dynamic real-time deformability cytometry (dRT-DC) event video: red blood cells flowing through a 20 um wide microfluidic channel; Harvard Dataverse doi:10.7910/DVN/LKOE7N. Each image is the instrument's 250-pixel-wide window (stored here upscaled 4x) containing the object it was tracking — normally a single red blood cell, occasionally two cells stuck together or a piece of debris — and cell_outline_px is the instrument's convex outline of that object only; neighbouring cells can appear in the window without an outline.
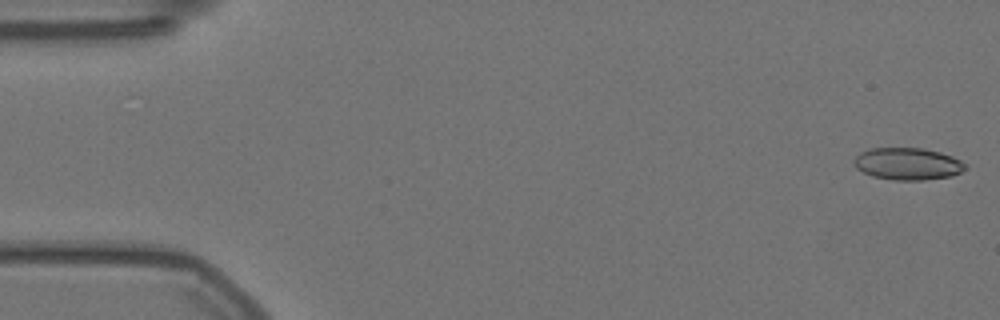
{"species": "Egyptian fruit bat (a non-hibernating species)", "species_latin": "Rousettus aegyptiacus", "temperature_condition": "warm", "stored_images_in_passage": 56, "camera_frame_rate_fps": 3000, "um_per_image_px": 0.085, "animal": {"sex": "female"}, "frame": {"image": 1, "passage_image": 1, "time_ms": 0.0, "image_size_px": [1000, 320], "cell_outline_px": [[968, 168], [952, 176], [924, 180], [896, 180], [872, 176], [856, 168], [852, 160], [860, 152], [868, 148], [924, 148], [940, 152], [952, 156], [968, 164]], "centroid_in_image_um": [77.17, 13.92], "position_along_channel_um": 7.8, "area_um2": 21.04}}
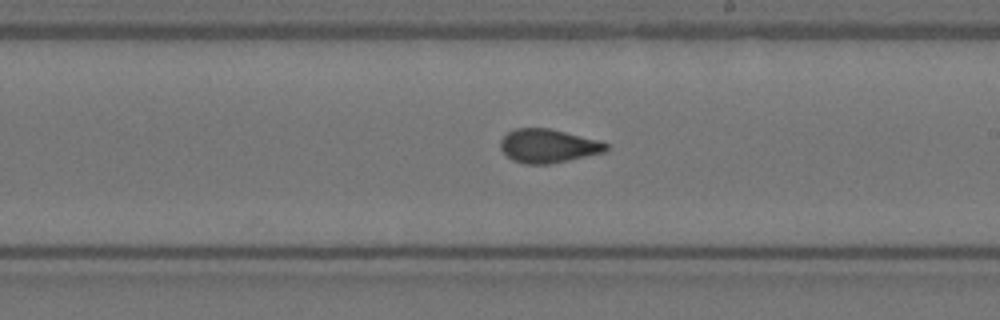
{"frame": {"image": 2, "passage_image": 32, "time_ms": 10.333, "image_size_px": [1000, 320], "cell_outline_px": [[608, 148], [604, 152], [568, 160], [548, 164], [524, 164], [512, 160], [500, 148], [500, 140], [508, 132], [516, 128], [548, 128], [596, 140], [608, 144]], "centroid_in_image_um": [46.54, 12.41], "position_along_channel_um": 242.5, "area_um2": 20.4}}
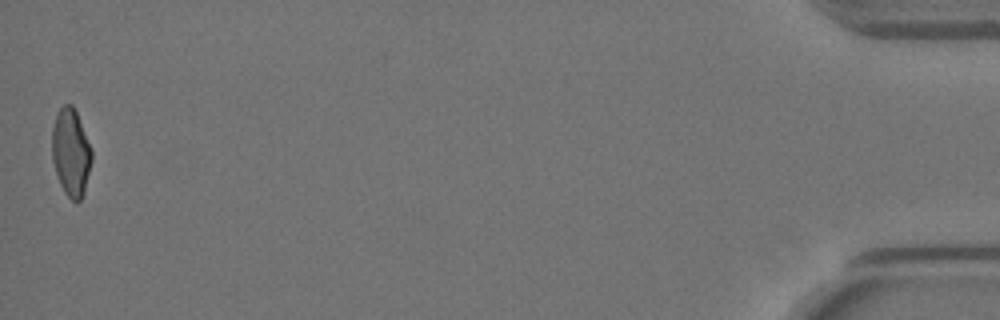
{"frame": {"image": 3, "passage_image": 56, "time_ms": 18.333, "image_size_px": [1000, 320], "cell_outline_px": [[92, 160], [84, 192], [80, 200], [76, 204], [64, 192], [60, 184], [52, 160], [52, 128], [56, 112], [64, 104], [72, 104], [76, 112], [92, 152]], "centroid_in_image_um": [6.01, 12.96], "position_along_channel_um": 429.2, "area_um2": 20.11}, "authors_computed_cell_mechanics": {"area_um2": 20.7791, "velocity_mm_per_s": 3.5645, "shape_relaxation_time_tau1_ms": 9.7876, "shape_relaxation_time_tau2_ms": 1.3381, "deformation_change_tau1": 0.2345, "deformation_change_tau2": 0.0824}}